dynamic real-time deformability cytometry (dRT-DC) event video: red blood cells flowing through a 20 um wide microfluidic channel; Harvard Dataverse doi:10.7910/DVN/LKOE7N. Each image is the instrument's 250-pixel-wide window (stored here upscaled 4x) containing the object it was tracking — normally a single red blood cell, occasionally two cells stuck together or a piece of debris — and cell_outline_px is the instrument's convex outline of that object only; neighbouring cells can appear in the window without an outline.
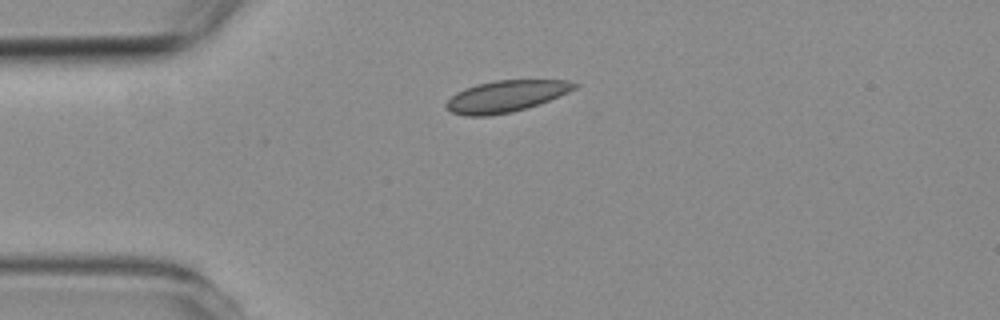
{"species": "common noctule bat (a hibernating species)", "species_latin": "Nyctalus noctula", "temperature_condition": "room temperature", "stored_images_in_passage": 3, "camera_frame_rate_fps": 3000, "um_per_image_px": 0.085, "animal": {"sex": "female", "body_mass_g": 19.3, "forearm_length_mm": 54.1}, "frame": {"image": 1, "passage_image": 1, "time_ms": 0.0, "image_size_px": [1000, 320], "cell_outline_px": [[580, 84], [576, 88], [568, 92], [548, 100], [512, 112], [488, 116], [464, 116], [452, 112], [444, 108], [444, 104], [456, 92], [464, 88], [476, 84], [496, 80], [568, 80]], "centroid_in_image_um": [42.96, 8.18], "position_along_channel_um": 42.0, "area_um2": 23.52}}
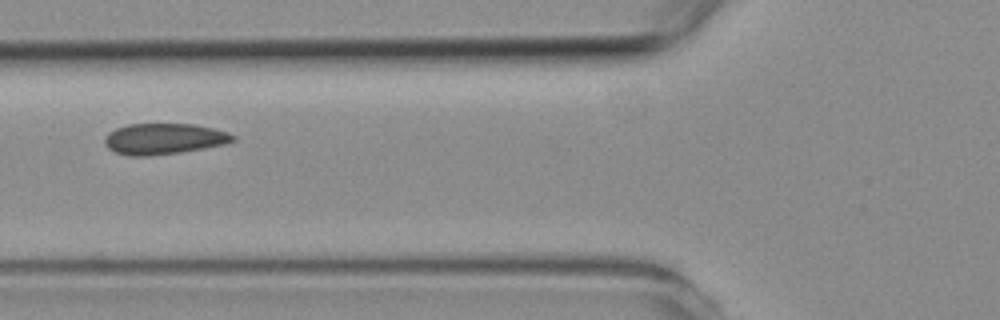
{"frame": {"image": 2, "passage_image": 3, "time_ms": 2.333, "image_size_px": [1000, 320], "cell_outline_px": [[236, 140], [228, 144], [180, 152], [152, 156], [128, 156], [116, 152], [108, 148], [104, 144], [104, 136], [108, 132], [116, 128], [128, 124], [192, 124], [212, 128], [228, 132], [236, 136]], "centroid_in_image_um": [13.93, 11.81], "position_along_channel_um": 111.9, "area_um2": 23.35}}